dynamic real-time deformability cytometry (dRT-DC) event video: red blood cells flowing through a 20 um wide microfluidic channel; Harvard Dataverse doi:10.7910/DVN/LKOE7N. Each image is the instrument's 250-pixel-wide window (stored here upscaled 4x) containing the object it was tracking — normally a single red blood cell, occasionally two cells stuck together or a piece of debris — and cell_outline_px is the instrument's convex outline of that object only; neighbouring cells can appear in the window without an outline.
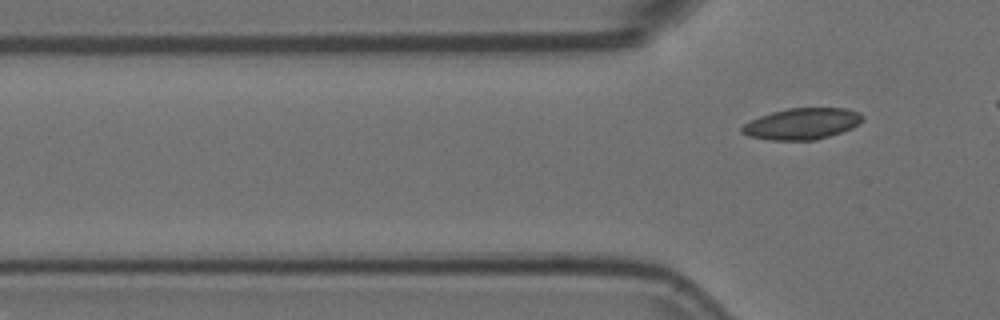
{"species": "Egyptian fruit bat (a non-hibernating species)", "species_latin": "Rousettus aegyptiacus", "temperature_condition": "room temperature", "stored_images_in_passage": 12, "camera_frame_rate_fps": 3000, "um_per_image_px": 0.085, "animal": {"sex": "female"}, "frame": {"image": 1, "passage_image": 12, "time_ms": 3.667, "image_size_px": [1000, 320], "cell_outline_px": [[864, 120], [852, 128], [816, 140], [772, 140], [748, 136], [740, 132], [740, 128], [744, 124], [760, 116], [772, 112], [788, 108], [844, 108], [860, 112], [864, 116]], "centroid_in_image_um": [68.18, 10.52], "position_along_channel_um": 57.6, "area_um2": 21.96}}